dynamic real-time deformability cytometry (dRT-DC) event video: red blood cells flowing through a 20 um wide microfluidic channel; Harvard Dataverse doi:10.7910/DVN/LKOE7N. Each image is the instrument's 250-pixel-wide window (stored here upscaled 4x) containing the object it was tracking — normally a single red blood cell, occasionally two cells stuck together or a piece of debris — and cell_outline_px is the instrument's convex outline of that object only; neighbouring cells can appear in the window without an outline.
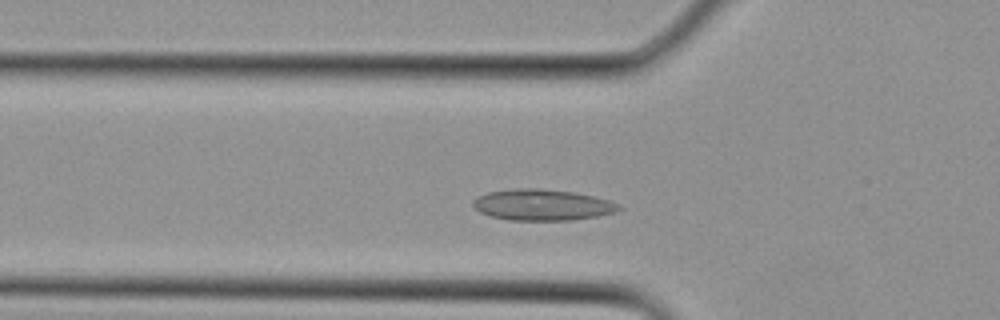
{"species": "Egyptian fruit bat (a non-hibernating species)", "species_latin": "Rousettus aegyptiacus", "temperature_condition": "cold", "stored_images_in_passage": 26, "camera_frame_rate_fps": 3000, "um_per_image_px": 0.085, "animal": {"sex": "female"}, "frame": {"image": 1, "passage_image": 6, "time_ms": 1.667, "image_size_px": [1000, 320], "cell_outline_px": [[624, 208], [616, 212], [596, 216], [568, 220], [508, 220], [492, 216], [480, 212], [472, 204], [472, 200], [476, 196], [488, 192], [516, 188], [540, 188], [572, 192], [592, 196], [608, 200], [620, 204]], "centroid_in_image_um": [46.09, 17.41], "position_along_channel_um": 79.7, "area_um2": 26.41}}
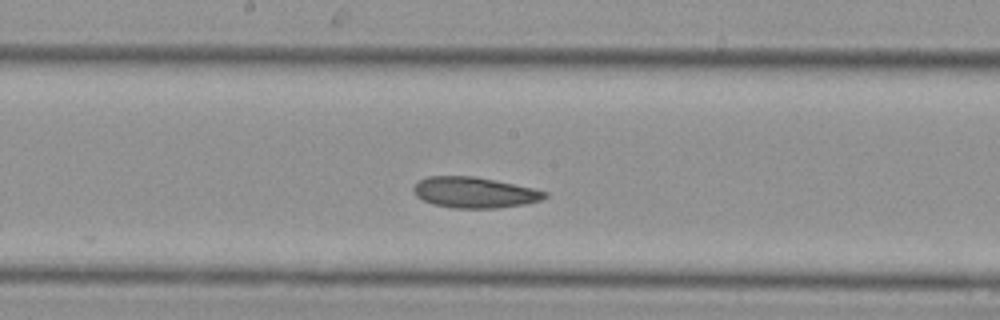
{"frame": {"image": 2, "passage_image": 12, "time_ms": 3.667, "image_size_px": [1000, 320], "cell_outline_px": [[548, 196], [540, 200], [524, 204], [496, 208], [452, 208], [432, 204], [416, 196], [412, 188], [420, 180], [428, 176], [476, 176], [532, 188], [548, 192]], "centroid_in_image_um": [40.31, 16.36], "position_along_channel_um": 207.9, "area_um2": 23.47}}
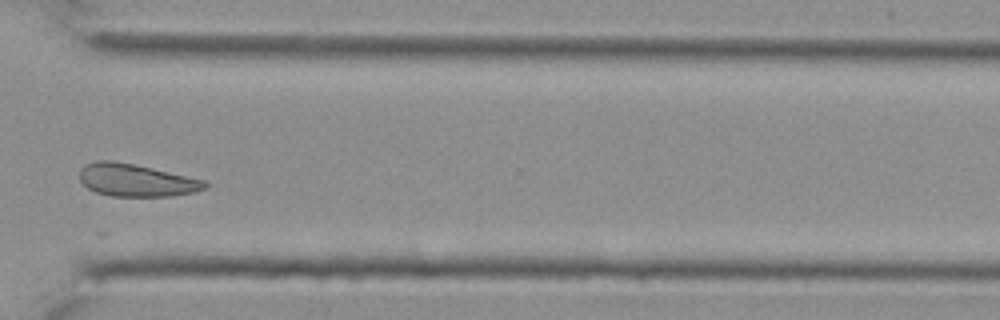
{"frame": {"image": 3, "passage_image": 19, "time_ms": 6.0, "image_size_px": [1000, 320], "cell_outline_px": [[208, 188], [196, 192], [172, 196], [112, 196], [96, 192], [88, 188], [80, 180], [80, 168], [84, 164], [96, 160], [112, 160], [152, 168], [204, 180], [208, 184]], "centroid_in_image_um": [11.57, 15.32], "position_along_channel_um": 359.0, "area_um2": 23.76}}